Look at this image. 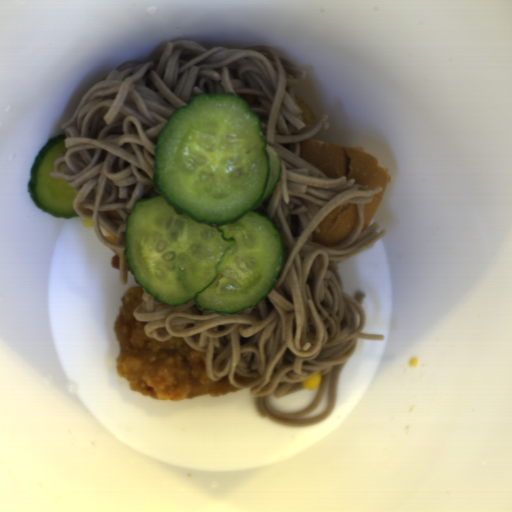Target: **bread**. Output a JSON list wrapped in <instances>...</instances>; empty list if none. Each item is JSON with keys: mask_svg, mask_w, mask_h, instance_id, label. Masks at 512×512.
<instances>
[{"mask_svg": "<svg viewBox=\"0 0 512 512\" xmlns=\"http://www.w3.org/2000/svg\"><path fill=\"white\" fill-rule=\"evenodd\" d=\"M300 157L329 179H355L363 184L382 191L373 195L371 202L365 203L362 231L371 223L391 181L388 169L379 164V157L366 152L364 147H346L324 143L314 138L301 141Z\"/></svg>", "mask_w": 512, "mask_h": 512, "instance_id": "bread-1", "label": "bread"}, {"mask_svg": "<svg viewBox=\"0 0 512 512\" xmlns=\"http://www.w3.org/2000/svg\"><path fill=\"white\" fill-rule=\"evenodd\" d=\"M358 220L357 205L335 207L319 223L320 232L313 231V242L324 247H339L352 237Z\"/></svg>", "mask_w": 512, "mask_h": 512, "instance_id": "bread-2", "label": "bread"}, {"mask_svg": "<svg viewBox=\"0 0 512 512\" xmlns=\"http://www.w3.org/2000/svg\"><path fill=\"white\" fill-rule=\"evenodd\" d=\"M296 102L302 111V118H303L304 122L309 124V123H316L318 121L317 115L311 109V107L309 105H307L306 103L301 101L297 96H296Z\"/></svg>", "mask_w": 512, "mask_h": 512, "instance_id": "bread-3", "label": "bread"}]
</instances>
